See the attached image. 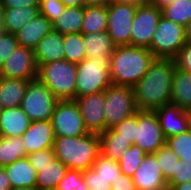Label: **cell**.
I'll return each mask as SVG.
<instances>
[{"mask_svg": "<svg viewBox=\"0 0 191 190\" xmlns=\"http://www.w3.org/2000/svg\"><path fill=\"white\" fill-rule=\"evenodd\" d=\"M174 59L155 58L145 75L133 86L139 111H156L171 100Z\"/></svg>", "mask_w": 191, "mask_h": 190, "instance_id": "6da1fadb", "label": "cell"}, {"mask_svg": "<svg viewBox=\"0 0 191 190\" xmlns=\"http://www.w3.org/2000/svg\"><path fill=\"white\" fill-rule=\"evenodd\" d=\"M155 59L148 48L134 45L116 46L110 56V79L114 85L133 87Z\"/></svg>", "mask_w": 191, "mask_h": 190, "instance_id": "7a4b0ae2", "label": "cell"}, {"mask_svg": "<svg viewBox=\"0 0 191 190\" xmlns=\"http://www.w3.org/2000/svg\"><path fill=\"white\" fill-rule=\"evenodd\" d=\"M55 157L68 169L86 171L100 154L99 134L88 133L77 137H55Z\"/></svg>", "mask_w": 191, "mask_h": 190, "instance_id": "3957f363", "label": "cell"}, {"mask_svg": "<svg viewBox=\"0 0 191 190\" xmlns=\"http://www.w3.org/2000/svg\"><path fill=\"white\" fill-rule=\"evenodd\" d=\"M37 78L42 81L58 100L76 98L77 64L64 59L37 65Z\"/></svg>", "mask_w": 191, "mask_h": 190, "instance_id": "277c9868", "label": "cell"}, {"mask_svg": "<svg viewBox=\"0 0 191 190\" xmlns=\"http://www.w3.org/2000/svg\"><path fill=\"white\" fill-rule=\"evenodd\" d=\"M110 58H85L77 64L76 97L104 91L110 79Z\"/></svg>", "mask_w": 191, "mask_h": 190, "instance_id": "5b68a950", "label": "cell"}, {"mask_svg": "<svg viewBox=\"0 0 191 190\" xmlns=\"http://www.w3.org/2000/svg\"><path fill=\"white\" fill-rule=\"evenodd\" d=\"M185 44V27L161 15L148 48L154 57L174 59Z\"/></svg>", "mask_w": 191, "mask_h": 190, "instance_id": "8992f818", "label": "cell"}, {"mask_svg": "<svg viewBox=\"0 0 191 190\" xmlns=\"http://www.w3.org/2000/svg\"><path fill=\"white\" fill-rule=\"evenodd\" d=\"M58 101L51 90L35 78L29 80L20 107L31 121L51 120Z\"/></svg>", "mask_w": 191, "mask_h": 190, "instance_id": "52a82bcc", "label": "cell"}, {"mask_svg": "<svg viewBox=\"0 0 191 190\" xmlns=\"http://www.w3.org/2000/svg\"><path fill=\"white\" fill-rule=\"evenodd\" d=\"M104 92L106 130L138 111L133 87L111 84Z\"/></svg>", "mask_w": 191, "mask_h": 190, "instance_id": "ba28073f", "label": "cell"}, {"mask_svg": "<svg viewBox=\"0 0 191 190\" xmlns=\"http://www.w3.org/2000/svg\"><path fill=\"white\" fill-rule=\"evenodd\" d=\"M50 121L55 137H77L89 133L75 100H59Z\"/></svg>", "mask_w": 191, "mask_h": 190, "instance_id": "9c48e42d", "label": "cell"}, {"mask_svg": "<svg viewBox=\"0 0 191 190\" xmlns=\"http://www.w3.org/2000/svg\"><path fill=\"white\" fill-rule=\"evenodd\" d=\"M136 5L109 3L107 5V33L116 46L131 45V27Z\"/></svg>", "mask_w": 191, "mask_h": 190, "instance_id": "30bf717a", "label": "cell"}, {"mask_svg": "<svg viewBox=\"0 0 191 190\" xmlns=\"http://www.w3.org/2000/svg\"><path fill=\"white\" fill-rule=\"evenodd\" d=\"M134 143L146 154H153L160 147L166 145V138L155 111L138 110L136 112V139Z\"/></svg>", "mask_w": 191, "mask_h": 190, "instance_id": "8fae6325", "label": "cell"}, {"mask_svg": "<svg viewBox=\"0 0 191 190\" xmlns=\"http://www.w3.org/2000/svg\"><path fill=\"white\" fill-rule=\"evenodd\" d=\"M161 15V10L149 2L137 6L131 27V45L149 48Z\"/></svg>", "mask_w": 191, "mask_h": 190, "instance_id": "7c38bea8", "label": "cell"}, {"mask_svg": "<svg viewBox=\"0 0 191 190\" xmlns=\"http://www.w3.org/2000/svg\"><path fill=\"white\" fill-rule=\"evenodd\" d=\"M34 50L17 46L0 67V77L32 80L37 78Z\"/></svg>", "mask_w": 191, "mask_h": 190, "instance_id": "4fadbf2b", "label": "cell"}, {"mask_svg": "<svg viewBox=\"0 0 191 190\" xmlns=\"http://www.w3.org/2000/svg\"><path fill=\"white\" fill-rule=\"evenodd\" d=\"M80 114L89 133L101 134L106 130L104 112L105 92L101 91L82 97H76Z\"/></svg>", "mask_w": 191, "mask_h": 190, "instance_id": "5bb4252c", "label": "cell"}, {"mask_svg": "<svg viewBox=\"0 0 191 190\" xmlns=\"http://www.w3.org/2000/svg\"><path fill=\"white\" fill-rule=\"evenodd\" d=\"M132 180L136 190H166L167 182L164 179L154 154H146L143 162L134 172Z\"/></svg>", "mask_w": 191, "mask_h": 190, "instance_id": "9a60e30c", "label": "cell"}, {"mask_svg": "<svg viewBox=\"0 0 191 190\" xmlns=\"http://www.w3.org/2000/svg\"><path fill=\"white\" fill-rule=\"evenodd\" d=\"M21 137L27 154L53 148L55 140L50 120L31 121L29 128Z\"/></svg>", "mask_w": 191, "mask_h": 190, "instance_id": "2e32d148", "label": "cell"}, {"mask_svg": "<svg viewBox=\"0 0 191 190\" xmlns=\"http://www.w3.org/2000/svg\"><path fill=\"white\" fill-rule=\"evenodd\" d=\"M164 137L170 138L188 130L185 110L174 104H165L155 111Z\"/></svg>", "mask_w": 191, "mask_h": 190, "instance_id": "e0dca14e", "label": "cell"}, {"mask_svg": "<svg viewBox=\"0 0 191 190\" xmlns=\"http://www.w3.org/2000/svg\"><path fill=\"white\" fill-rule=\"evenodd\" d=\"M34 58L37 65L64 59L63 35L51 30L35 47Z\"/></svg>", "mask_w": 191, "mask_h": 190, "instance_id": "ac0fdd59", "label": "cell"}, {"mask_svg": "<svg viewBox=\"0 0 191 190\" xmlns=\"http://www.w3.org/2000/svg\"><path fill=\"white\" fill-rule=\"evenodd\" d=\"M51 30H53L52 22L39 13L37 17L19 30L15 37L19 46L34 50L40 40Z\"/></svg>", "mask_w": 191, "mask_h": 190, "instance_id": "d6986e66", "label": "cell"}, {"mask_svg": "<svg viewBox=\"0 0 191 190\" xmlns=\"http://www.w3.org/2000/svg\"><path fill=\"white\" fill-rule=\"evenodd\" d=\"M31 120L20 106L2 108L0 116V136L21 137L29 128Z\"/></svg>", "mask_w": 191, "mask_h": 190, "instance_id": "ffe728a7", "label": "cell"}, {"mask_svg": "<svg viewBox=\"0 0 191 190\" xmlns=\"http://www.w3.org/2000/svg\"><path fill=\"white\" fill-rule=\"evenodd\" d=\"M12 188L36 189L37 171L27 157L4 166Z\"/></svg>", "mask_w": 191, "mask_h": 190, "instance_id": "44dd1931", "label": "cell"}, {"mask_svg": "<svg viewBox=\"0 0 191 190\" xmlns=\"http://www.w3.org/2000/svg\"><path fill=\"white\" fill-rule=\"evenodd\" d=\"M39 13V7L3 8L1 30L16 34Z\"/></svg>", "mask_w": 191, "mask_h": 190, "instance_id": "7402d4cb", "label": "cell"}, {"mask_svg": "<svg viewBox=\"0 0 191 190\" xmlns=\"http://www.w3.org/2000/svg\"><path fill=\"white\" fill-rule=\"evenodd\" d=\"M83 43L86 58H110L116 47L107 31L83 34Z\"/></svg>", "mask_w": 191, "mask_h": 190, "instance_id": "603a6c76", "label": "cell"}, {"mask_svg": "<svg viewBox=\"0 0 191 190\" xmlns=\"http://www.w3.org/2000/svg\"><path fill=\"white\" fill-rule=\"evenodd\" d=\"M171 104L186 110L191 107V73L176 67L172 78Z\"/></svg>", "mask_w": 191, "mask_h": 190, "instance_id": "cb8c5ba5", "label": "cell"}, {"mask_svg": "<svg viewBox=\"0 0 191 190\" xmlns=\"http://www.w3.org/2000/svg\"><path fill=\"white\" fill-rule=\"evenodd\" d=\"M29 80L0 77V105L11 108L21 105Z\"/></svg>", "mask_w": 191, "mask_h": 190, "instance_id": "d4e9b609", "label": "cell"}, {"mask_svg": "<svg viewBox=\"0 0 191 190\" xmlns=\"http://www.w3.org/2000/svg\"><path fill=\"white\" fill-rule=\"evenodd\" d=\"M99 140L100 153L107 158L117 161L132 145L129 140L118 137V133L113 128H109L99 134Z\"/></svg>", "mask_w": 191, "mask_h": 190, "instance_id": "484cf974", "label": "cell"}, {"mask_svg": "<svg viewBox=\"0 0 191 190\" xmlns=\"http://www.w3.org/2000/svg\"><path fill=\"white\" fill-rule=\"evenodd\" d=\"M84 6L66 7L52 23L53 30L62 35L81 33Z\"/></svg>", "mask_w": 191, "mask_h": 190, "instance_id": "4316f807", "label": "cell"}, {"mask_svg": "<svg viewBox=\"0 0 191 190\" xmlns=\"http://www.w3.org/2000/svg\"><path fill=\"white\" fill-rule=\"evenodd\" d=\"M68 168L57 158L37 172L36 190L56 189Z\"/></svg>", "mask_w": 191, "mask_h": 190, "instance_id": "83f0119b", "label": "cell"}, {"mask_svg": "<svg viewBox=\"0 0 191 190\" xmlns=\"http://www.w3.org/2000/svg\"><path fill=\"white\" fill-rule=\"evenodd\" d=\"M107 31V5L84 6L82 34Z\"/></svg>", "mask_w": 191, "mask_h": 190, "instance_id": "f1b7e54d", "label": "cell"}, {"mask_svg": "<svg viewBox=\"0 0 191 190\" xmlns=\"http://www.w3.org/2000/svg\"><path fill=\"white\" fill-rule=\"evenodd\" d=\"M27 155L22 137L0 136V167L12 164Z\"/></svg>", "mask_w": 191, "mask_h": 190, "instance_id": "f546056e", "label": "cell"}, {"mask_svg": "<svg viewBox=\"0 0 191 190\" xmlns=\"http://www.w3.org/2000/svg\"><path fill=\"white\" fill-rule=\"evenodd\" d=\"M63 44L64 60L73 64H79L86 58L82 33L63 35Z\"/></svg>", "mask_w": 191, "mask_h": 190, "instance_id": "4dcf8cb0", "label": "cell"}, {"mask_svg": "<svg viewBox=\"0 0 191 190\" xmlns=\"http://www.w3.org/2000/svg\"><path fill=\"white\" fill-rule=\"evenodd\" d=\"M164 18L184 27L191 20V0H175L161 10Z\"/></svg>", "mask_w": 191, "mask_h": 190, "instance_id": "1f68e13d", "label": "cell"}, {"mask_svg": "<svg viewBox=\"0 0 191 190\" xmlns=\"http://www.w3.org/2000/svg\"><path fill=\"white\" fill-rule=\"evenodd\" d=\"M146 152L137 144H132L118 160L122 174L132 177L134 172L143 162Z\"/></svg>", "mask_w": 191, "mask_h": 190, "instance_id": "d6a6232c", "label": "cell"}, {"mask_svg": "<svg viewBox=\"0 0 191 190\" xmlns=\"http://www.w3.org/2000/svg\"><path fill=\"white\" fill-rule=\"evenodd\" d=\"M157 159L166 182L173 176L177 175L178 156L167 146L160 147L153 153Z\"/></svg>", "mask_w": 191, "mask_h": 190, "instance_id": "836d02e7", "label": "cell"}, {"mask_svg": "<svg viewBox=\"0 0 191 190\" xmlns=\"http://www.w3.org/2000/svg\"><path fill=\"white\" fill-rule=\"evenodd\" d=\"M166 145L178 156L182 162H191V131L166 139Z\"/></svg>", "mask_w": 191, "mask_h": 190, "instance_id": "e575fe53", "label": "cell"}, {"mask_svg": "<svg viewBox=\"0 0 191 190\" xmlns=\"http://www.w3.org/2000/svg\"><path fill=\"white\" fill-rule=\"evenodd\" d=\"M102 178L112 184L122 174L117 160L105 157L101 153L98 155L92 166Z\"/></svg>", "mask_w": 191, "mask_h": 190, "instance_id": "d590c367", "label": "cell"}, {"mask_svg": "<svg viewBox=\"0 0 191 190\" xmlns=\"http://www.w3.org/2000/svg\"><path fill=\"white\" fill-rule=\"evenodd\" d=\"M57 190H89L83 181V171L68 169L63 179L58 183Z\"/></svg>", "mask_w": 191, "mask_h": 190, "instance_id": "8d00e7d4", "label": "cell"}, {"mask_svg": "<svg viewBox=\"0 0 191 190\" xmlns=\"http://www.w3.org/2000/svg\"><path fill=\"white\" fill-rule=\"evenodd\" d=\"M112 128L118 133V137L129 140L131 144H134L136 139V113Z\"/></svg>", "mask_w": 191, "mask_h": 190, "instance_id": "74e56055", "label": "cell"}, {"mask_svg": "<svg viewBox=\"0 0 191 190\" xmlns=\"http://www.w3.org/2000/svg\"><path fill=\"white\" fill-rule=\"evenodd\" d=\"M66 8L61 0H40L39 1V12L52 23Z\"/></svg>", "mask_w": 191, "mask_h": 190, "instance_id": "f35d334b", "label": "cell"}, {"mask_svg": "<svg viewBox=\"0 0 191 190\" xmlns=\"http://www.w3.org/2000/svg\"><path fill=\"white\" fill-rule=\"evenodd\" d=\"M18 46L15 34L0 30V67Z\"/></svg>", "mask_w": 191, "mask_h": 190, "instance_id": "ab89813d", "label": "cell"}, {"mask_svg": "<svg viewBox=\"0 0 191 190\" xmlns=\"http://www.w3.org/2000/svg\"><path fill=\"white\" fill-rule=\"evenodd\" d=\"M83 181L89 190H111V184L93 168L83 171Z\"/></svg>", "mask_w": 191, "mask_h": 190, "instance_id": "60d3db41", "label": "cell"}, {"mask_svg": "<svg viewBox=\"0 0 191 190\" xmlns=\"http://www.w3.org/2000/svg\"><path fill=\"white\" fill-rule=\"evenodd\" d=\"M31 165L35 168L37 172L40 171V168L52 162L55 159V153L53 148H47L37 152H33L27 155Z\"/></svg>", "mask_w": 191, "mask_h": 190, "instance_id": "b9f144b4", "label": "cell"}, {"mask_svg": "<svg viewBox=\"0 0 191 190\" xmlns=\"http://www.w3.org/2000/svg\"><path fill=\"white\" fill-rule=\"evenodd\" d=\"M177 68L191 73V44L186 43L174 58Z\"/></svg>", "mask_w": 191, "mask_h": 190, "instance_id": "7bdbcfd3", "label": "cell"}, {"mask_svg": "<svg viewBox=\"0 0 191 190\" xmlns=\"http://www.w3.org/2000/svg\"><path fill=\"white\" fill-rule=\"evenodd\" d=\"M183 182H191V162L178 160L177 175H173L167 181V184H180Z\"/></svg>", "mask_w": 191, "mask_h": 190, "instance_id": "ee69618b", "label": "cell"}, {"mask_svg": "<svg viewBox=\"0 0 191 190\" xmlns=\"http://www.w3.org/2000/svg\"><path fill=\"white\" fill-rule=\"evenodd\" d=\"M111 190H136L132 177L121 174L119 178L111 184Z\"/></svg>", "mask_w": 191, "mask_h": 190, "instance_id": "f6af8a7d", "label": "cell"}, {"mask_svg": "<svg viewBox=\"0 0 191 190\" xmlns=\"http://www.w3.org/2000/svg\"><path fill=\"white\" fill-rule=\"evenodd\" d=\"M2 8L39 7V0H0Z\"/></svg>", "mask_w": 191, "mask_h": 190, "instance_id": "bcb514c9", "label": "cell"}, {"mask_svg": "<svg viewBox=\"0 0 191 190\" xmlns=\"http://www.w3.org/2000/svg\"><path fill=\"white\" fill-rule=\"evenodd\" d=\"M12 186L6 175L5 168L0 167V190H11Z\"/></svg>", "mask_w": 191, "mask_h": 190, "instance_id": "7dc6e473", "label": "cell"}, {"mask_svg": "<svg viewBox=\"0 0 191 190\" xmlns=\"http://www.w3.org/2000/svg\"><path fill=\"white\" fill-rule=\"evenodd\" d=\"M169 190H191V182H183L180 184H167Z\"/></svg>", "mask_w": 191, "mask_h": 190, "instance_id": "c3c4849f", "label": "cell"}, {"mask_svg": "<svg viewBox=\"0 0 191 190\" xmlns=\"http://www.w3.org/2000/svg\"><path fill=\"white\" fill-rule=\"evenodd\" d=\"M109 3H122L140 6L148 3V0H109Z\"/></svg>", "mask_w": 191, "mask_h": 190, "instance_id": "681fc988", "label": "cell"}, {"mask_svg": "<svg viewBox=\"0 0 191 190\" xmlns=\"http://www.w3.org/2000/svg\"><path fill=\"white\" fill-rule=\"evenodd\" d=\"M175 0H148V2L158 9L162 10L163 8L169 6Z\"/></svg>", "mask_w": 191, "mask_h": 190, "instance_id": "f907efd6", "label": "cell"}, {"mask_svg": "<svg viewBox=\"0 0 191 190\" xmlns=\"http://www.w3.org/2000/svg\"><path fill=\"white\" fill-rule=\"evenodd\" d=\"M66 7H81L84 6L83 0H61Z\"/></svg>", "mask_w": 191, "mask_h": 190, "instance_id": "816d5d0a", "label": "cell"}, {"mask_svg": "<svg viewBox=\"0 0 191 190\" xmlns=\"http://www.w3.org/2000/svg\"><path fill=\"white\" fill-rule=\"evenodd\" d=\"M84 6L87 5H108L109 0H83Z\"/></svg>", "mask_w": 191, "mask_h": 190, "instance_id": "f5cc1de1", "label": "cell"}, {"mask_svg": "<svg viewBox=\"0 0 191 190\" xmlns=\"http://www.w3.org/2000/svg\"><path fill=\"white\" fill-rule=\"evenodd\" d=\"M185 40L191 44V20L185 26Z\"/></svg>", "mask_w": 191, "mask_h": 190, "instance_id": "db71d44e", "label": "cell"}, {"mask_svg": "<svg viewBox=\"0 0 191 190\" xmlns=\"http://www.w3.org/2000/svg\"><path fill=\"white\" fill-rule=\"evenodd\" d=\"M186 116H187V121H188V130L191 131V107L187 108L185 110Z\"/></svg>", "mask_w": 191, "mask_h": 190, "instance_id": "11a10c76", "label": "cell"}, {"mask_svg": "<svg viewBox=\"0 0 191 190\" xmlns=\"http://www.w3.org/2000/svg\"><path fill=\"white\" fill-rule=\"evenodd\" d=\"M2 15H3V8L0 1V30L2 29Z\"/></svg>", "mask_w": 191, "mask_h": 190, "instance_id": "9f6ffc18", "label": "cell"}, {"mask_svg": "<svg viewBox=\"0 0 191 190\" xmlns=\"http://www.w3.org/2000/svg\"><path fill=\"white\" fill-rule=\"evenodd\" d=\"M11 190H36V189H25V188H11Z\"/></svg>", "mask_w": 191, "mask_h": 190, "instance_id": "6f0895ef", "label": "cell"}, {"mask_svg": "<svg viewBox=\"0 0 191 190\" xmlns=\"http://www.w3.org/2000/svg\"><path fill=\"white\" fill-rule=\"evenodd\" d=\"M1 112H2V107H1V105H0V116H1Z\"/></svg>", "mask_w": 191, "mask_h": 190, "instance_id": "680465c9", "label": "cell"}]
</instances>
